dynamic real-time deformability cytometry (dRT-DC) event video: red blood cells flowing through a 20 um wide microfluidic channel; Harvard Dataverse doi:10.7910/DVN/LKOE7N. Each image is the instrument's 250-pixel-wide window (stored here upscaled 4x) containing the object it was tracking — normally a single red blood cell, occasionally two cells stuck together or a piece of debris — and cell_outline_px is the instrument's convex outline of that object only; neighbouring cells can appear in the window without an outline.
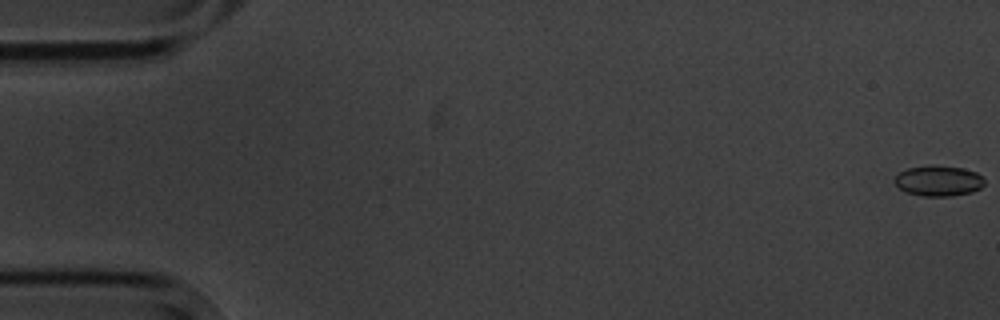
{"species": "common noctule bat (a hibernating species)", "species_latin": "Nyctalus noctula", "temperature_condition": "cold", "stored_images_in_passage": 8, "camera_frame_rate_fps": 3000, "um_per_image_px": 0.085, "animal": {"sex": "male", "body_mass_g": 20.1, "forearm_length_mm": 53.5}, "frame": {"image": 1, "passage_image": 1, "time_ms": 0.0, "image_size_px": [1000, 320], "cell_outline_px": [[984, 184], [980, 188], [972, 192], [952, 196], [924, 196], [908, 192], [900, 188], [892, 180], [900, 172], [908, 168], [932, 164], [936, 164], [964, 168], [976, 172], [984, 176]], "centroid_in_image_um": [79.8, 15.35], "position_along_channel_um": 5.2, "area_um2": 16.18}}
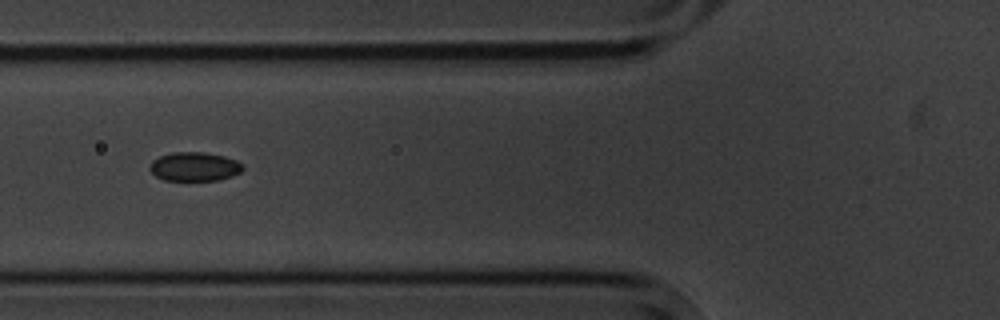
{"frame": {"image": 2, "passage_image": 7, "time_ms": 7.0, "image_size_px": [1000, 320], "cell_outline_px": [[244, 168], [240, 172], [232, 176], [216, 180], [164, 180], [156, 176], [148, 168], [152, 160], [160, 156], [172, 152], [204, 152], [224, 156], [236, 160], [244, 164]], "centroid_in_image_um": [16.53, 14.15], "position_along_channel_um": 109.3, "area_um2": 15.72}}
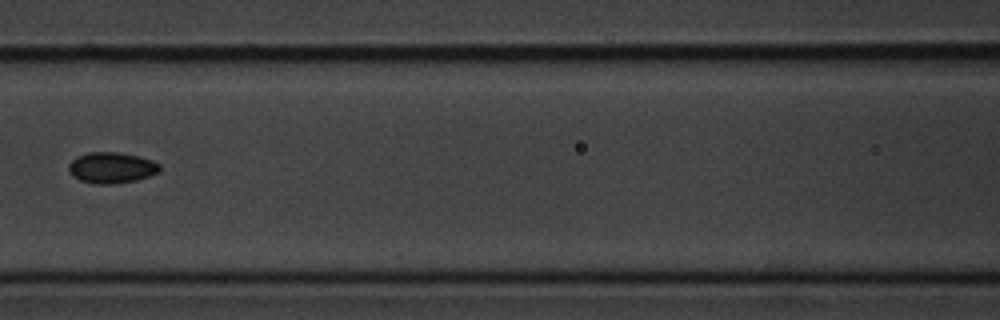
{"frame": {"image": 3, "passage_image": 8, "time_ms": 8.333, "image_size_px": [1000, 320], "cell_outline_px": [[160, 172], [136, 180], [112, 184], [92, 184], [80, 180], [72, 176], [68, 172], [68, 164], [72, 160], [88, 152], [120, 152], [140, 156], [152, 160], [160, 164]], "centroid_in_image_um": [9.48, 14.26], "position_along_channel_um": 157.1, "area_um2": 16.59}}